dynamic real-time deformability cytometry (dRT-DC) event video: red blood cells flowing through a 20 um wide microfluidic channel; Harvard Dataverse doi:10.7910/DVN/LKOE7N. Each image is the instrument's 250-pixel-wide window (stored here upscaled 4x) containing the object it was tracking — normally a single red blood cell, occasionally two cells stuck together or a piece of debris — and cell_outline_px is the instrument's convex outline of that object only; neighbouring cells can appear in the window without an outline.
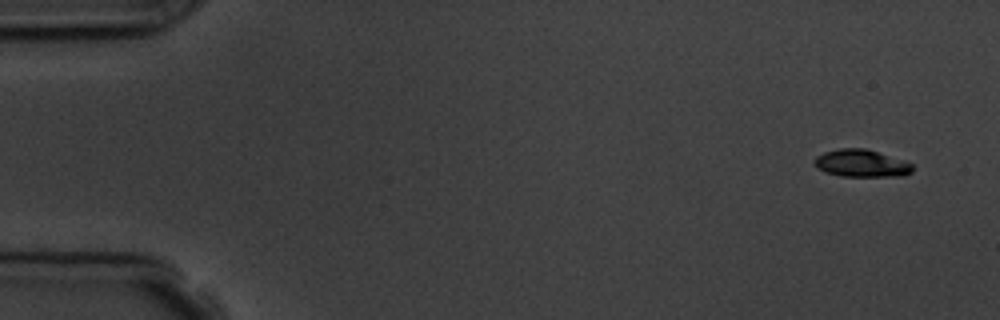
{"species": "common noctule bat (a hibernating species)", "species_latin": "Nyctalus noctula", "temperature_condition": "room temperature", "stored_images_in_passage": 5, "camera_frame_rate_fps": 3000, "um_per_image_px": 0.085, "animal": {"sex": "male", "body_mass_g": 19.5, "forearm_length_mm": 54.6}, "frame": {"image": 1, "passage_image": 1, "time_ms": 0.0, "image_size_px": [1000, 320], "cell_outline_px": [[912, 172], [904, 176], [840, 176], [824, 172], [816, 168], [812, 164], [812, 160], [816, 156], [824, 152], [840, 148], [864, 148], [912, 164]], "centroid_in_image_um": [73.12, 13.89], "position_along_channel_um": 11.9, "area_um2": 15.61}}
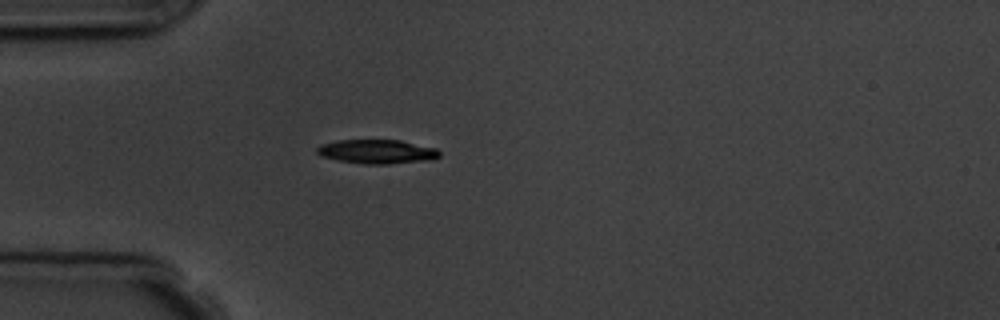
{"frame": {"image": 2, "passage_image": 5, "time_ms": 4.333, "image_size_px": [1000, 320], "cell_outline_px": [[440, 156], [432, 160], [388, 164], [364, 164], [336, 160], [320, 156], [316, 152], [316, 148], [320, 144], [336, 140], [400, 140], [436, 148], [440, 152]], "centroid_in_image_um": [32.02, 12.89], "position_along_channel_um": 53.0, "area_um2": 17.4}}